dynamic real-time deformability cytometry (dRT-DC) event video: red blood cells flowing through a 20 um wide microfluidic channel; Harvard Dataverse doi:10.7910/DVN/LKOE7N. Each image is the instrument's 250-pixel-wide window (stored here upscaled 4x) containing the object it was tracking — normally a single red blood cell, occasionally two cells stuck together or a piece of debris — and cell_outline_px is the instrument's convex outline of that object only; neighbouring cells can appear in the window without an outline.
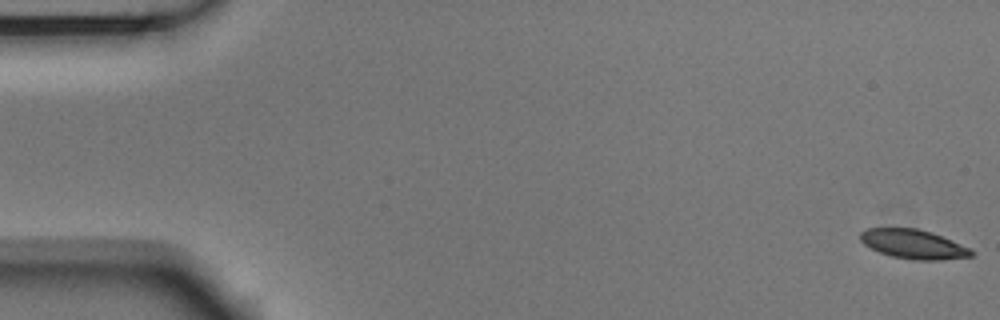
{"species": "Egyptian fruit bat (a non-hibernating species)", "species_latin": "Rousettus aegyptiacus", "temperature_condition": "room temperature", "stored_images_in_passage": 54, "camera_frame_rate_fps": 3000, "um_per_image_px": 0.085, "animal": {"sex": "male"}, "frame": {"image": 1, "passage_image": 1, "time_ms": 0.0, "image_size_px": [1000, 320], "cell_outline_px": [[972, 256], [940, 260], [912, 260], [892, 256], [880, 252], [864, 244], [860, 240], [860, 232], [868, 228], [916, 228], [932, 232], [968, 248], [972, 252]], "centroid_in_image_um": [77.59, 20.75], "position_along_channel_um": 7.4, "area_um2": 18.61}}
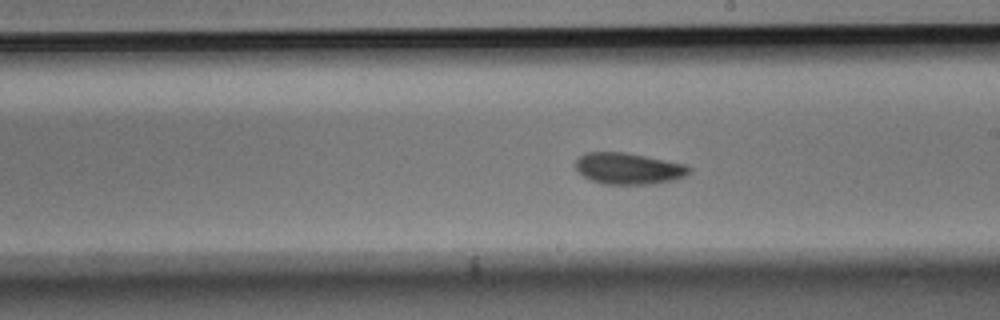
{"frame": {"image": 2, "passage_image": 31, "time_ms": 10.0, "image_size_px": [1000, 320], "cell_outline_px": [[692, 172], [676, 180], [656, 184], [604, 184], [592, 180], [584, 176], [576, 168], [576, 160], [584, 152], [624, 152], [684, 164], [692, 168]], "centroid_in_image_um": [53.45, 14.33], "position_along_channel_um": 235.5, "area_um2": 20.75}}
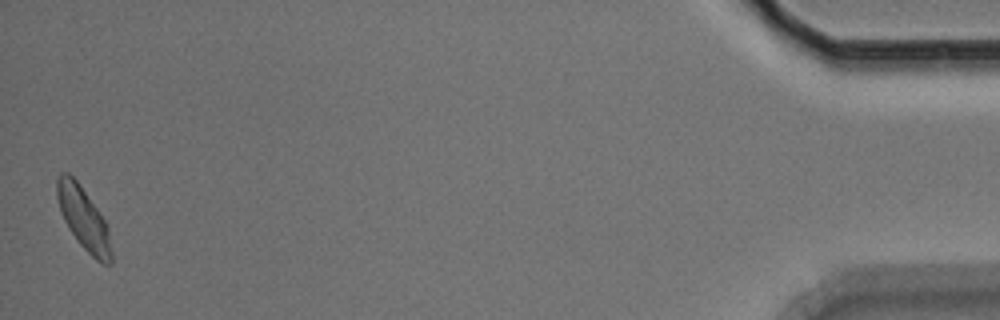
{"frame": {"image": 3, "passage_image": 54, "time_ms": 17.667, "image_size_px": [1000, 320], "cell_outline_px": [[112, 264], [100, 264], [80, 244], [68, 228], [60, 212], [56, 196], [56, 180], [60, 172], [68, 172], [76, 180], [96, 208], [104, 220], [108, 228], [112, 252]], "centroid_in_image_um": [7.08, 18.59], "position_along_channel_um": 428.1, "area_um2": 19.65}, "authors_computed_cell_mechanics": {"area_um2": 19.9699, "velocity_mm_per_s": 3.7083, "shape_relaxation_time_tau1_ms": 2.7555, "shape_relaxation_time_tau2_ms": 4.8589, "deformation_change_tau1": 0.1155, "deformation_change_tau2": 0.1022}}